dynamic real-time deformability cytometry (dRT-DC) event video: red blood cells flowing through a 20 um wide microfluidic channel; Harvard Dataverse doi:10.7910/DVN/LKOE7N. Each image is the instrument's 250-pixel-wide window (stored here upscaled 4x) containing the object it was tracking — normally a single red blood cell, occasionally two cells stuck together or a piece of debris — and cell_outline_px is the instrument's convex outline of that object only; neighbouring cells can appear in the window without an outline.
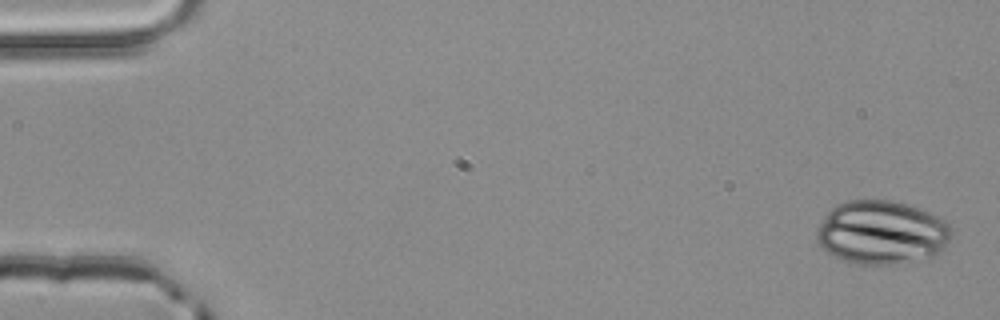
{"species": "common noctule bat (a hibernating species)", "species_latin": "Nyctalus noctula", "temperature_condition": "room temperature", "stored_images_in_passage": 4, "segment_of_instrument_passage": [2, 2], "camera_frame_rate_fps": 3000, "um_per_image_px": 0.085, "animal": {"sex": "male", "body_mass_g": 20.4}, "frame": {"image": 1, "passage_image": 4, "time_ms": 1.0, "image_size_px": [1000, 320], "cell_outline_px": [[952, 236], [940, 252], [936, 256], [892, 264], [860, 264], [836, 256], [828, 252], [816, 240], [816, 228], [824, 216], [836, 204], [848, 200], [888, 200], [908, 204], [928, 212], [952, 224]], "centroid_in_image_um": [74.96, 19.74], "position_along_channel_um": 10.0, "area_um2": 49.88}}